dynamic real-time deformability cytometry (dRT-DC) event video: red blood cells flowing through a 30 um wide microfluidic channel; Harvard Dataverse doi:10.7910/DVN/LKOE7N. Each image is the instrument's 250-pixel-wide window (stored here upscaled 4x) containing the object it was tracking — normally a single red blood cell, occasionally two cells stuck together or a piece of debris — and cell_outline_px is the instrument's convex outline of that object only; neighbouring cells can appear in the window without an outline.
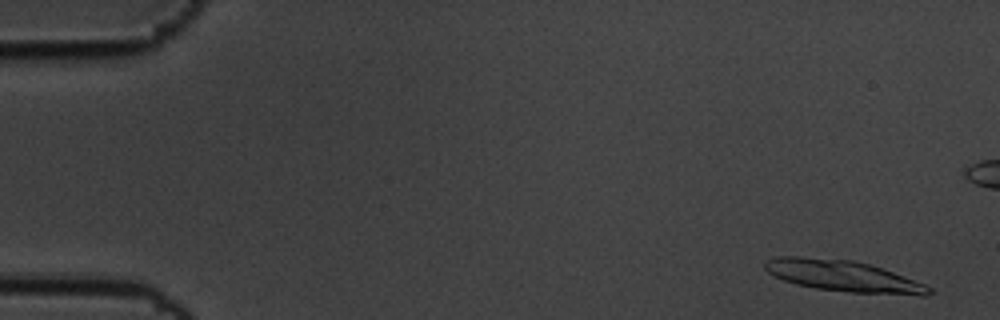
{"species": "common noctule bat (a hibernating species)", "species_latin": "Nyctalus noctula", "temperature_condition": "cold", "stored_images_in_passage": 60, "segment_of_instrument_passage": [1, 3], "camera_frame_rate_fps": 3000, "um_per_image_px": 0.085, "animal": {"sex": "male", "body_mass_g": 19.5, "forearm_length_mm": 54.6}, "frame": {"image": 1, "passage_image": 3, "time_ms": 0.667, "image_size_px": [1000, 320], "cell_outline_px": [[932, 292], [928, 296], [920, 296], [852, 292], [816, 288], [796, 284], [784, 280], [768, 272], [764, 268], [764, 260], [776, 256], [800, 256], [852, 260], [868, 264], [892, 272], [924, 284], [932, 288]], "centroid_in_image_um": [71.65, 23.46], "position_along_channel_um": 13.3, "area_um2": 29.71}}